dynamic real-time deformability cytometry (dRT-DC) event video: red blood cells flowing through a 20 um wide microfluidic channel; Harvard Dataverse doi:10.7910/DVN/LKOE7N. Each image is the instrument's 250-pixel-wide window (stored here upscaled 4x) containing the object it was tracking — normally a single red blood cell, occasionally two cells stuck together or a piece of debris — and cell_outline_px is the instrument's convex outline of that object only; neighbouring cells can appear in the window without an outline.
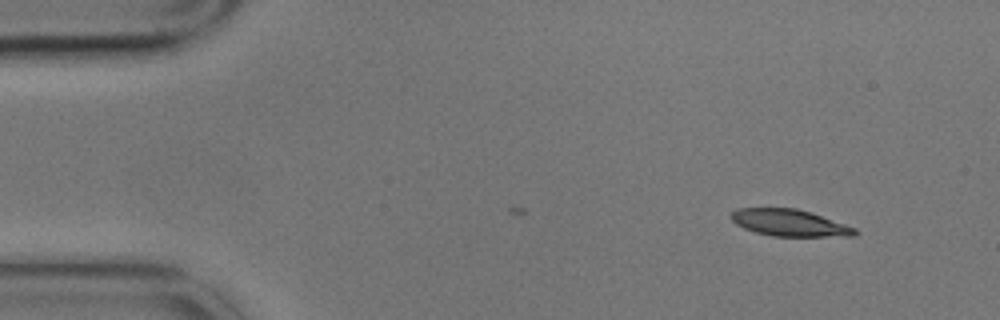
{"species": "common noctule bat (a hibernating species)", "species_latin": "Nyctalus noctula", "temperature_condition": "cold", "stored_images_in_passage": 5, "camera_frame_rate_fps": 3000, "um_per_image_px": 0.085, "animal": {"sex": "male", "body_mass_g": 17.9}, "frame": {"image": 1, "passage_image": 1, "time_ms": 0.0, "image_size_px": [1000, 320], "cell_outline_px": [[860, 232], [856, 236], [772, 236], [756, 232], [744, 228], [736, 224], [728, 216], [736, 208], [796, 208], [812, 212], [856, 228]], "centroid_in_image_um": [67.12, 18.93], "position_along_channel_um": 17.9, "area_um2": 19.48}}
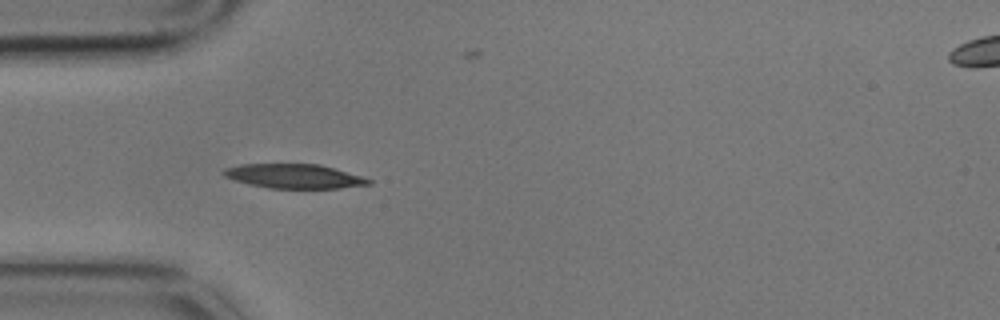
{"frame": {"image": 2, "passage_image": 4, "time_ms": 1.0, "image_size_px": [1000, 320], "cell_outline_px": [[372, 184], [340, 188], [268, 188], [248, 184], [224, 176], [220, 172], [224, 168], [240, 164], [320, 164], [360, 176], [372, 180]], "centroid_in_image_um": [24.96, 14.97], "position_along_channel_um": 60.0, "area_um2": 20.46}}